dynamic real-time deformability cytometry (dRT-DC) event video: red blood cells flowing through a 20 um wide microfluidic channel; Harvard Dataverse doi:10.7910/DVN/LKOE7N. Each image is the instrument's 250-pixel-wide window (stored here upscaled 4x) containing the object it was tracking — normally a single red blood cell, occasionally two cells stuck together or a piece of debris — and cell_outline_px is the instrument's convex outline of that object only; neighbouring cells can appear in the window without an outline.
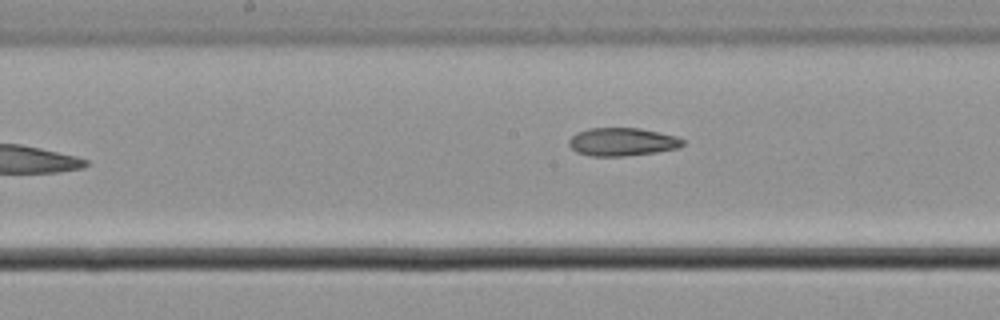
{"species": "common noctule bat (a hibernating species)", "species_latin": "Nyctalus noctula", "temperature_condition": "cold", "stored_images_in_passage": 9, "camera_frame_rate_fps": 3000, "um_per_image_px": 0.085, "animal": {"sex": "male", "body_mass_g": 21.5, "forearm_length_mm": 52.0}, "frame": {"image": 1, "passage_image": 9, "time_ms": 2.667, "image_size_px": [1000, 320], "cell_outline_px": [[684, 144], [676, 148], [656, 152], [624, 156], [592, 156], [576, 152], [568, 144], [568, 140], [576, 132], [588, 128], [640, 128], [660, 132], [676, 136], [684, 140]], "centroid_in_image_um": [52.86, 12.05], "position_along_channel_um": 195.3, "area_um2": 18.67}}